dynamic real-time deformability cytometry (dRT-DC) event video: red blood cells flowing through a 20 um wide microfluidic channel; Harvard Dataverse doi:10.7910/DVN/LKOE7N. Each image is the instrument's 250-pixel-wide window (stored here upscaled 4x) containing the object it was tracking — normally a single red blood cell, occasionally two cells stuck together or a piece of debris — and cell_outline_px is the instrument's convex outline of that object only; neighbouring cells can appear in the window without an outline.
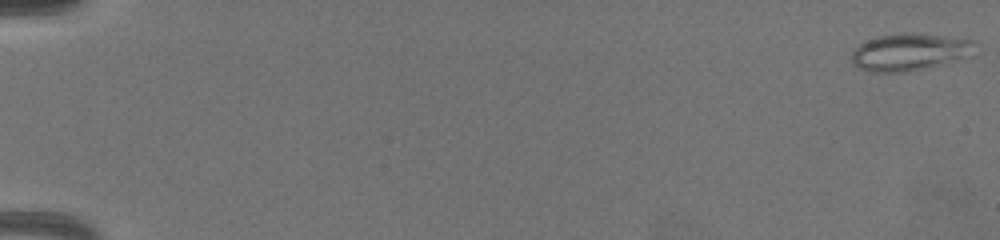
{"species": "common noctule bat (a hibernating species)", "species_latin": "Nyctalus noctula", "temperature_condition": "warm", "stored_images_in_passage": 15, "camera_frame_rate_fps": 3000, "um_per_image_px": 0.085, "animal": {"sex": "female", "body_mass_g": 19.5, "forearm_length_mm": 54.1}, "frame": {"image": 1, "passage_image": 1, "time_ms": 0.0, "image_size_px": [1000, 240], "cell_outline_px": [[980, 52], [976, 56], [924, 68], [904, 72], [872, 72], [856, 68], [852, 64], [852, 52], [860, 44], [868, 40], [880, 36], [900, 32], [940, 36], [976, 40]], "centroid_in_image_um": [77.42, 4.43], "position_along_channel_um": 7.6, "area_um2": 27.17}}